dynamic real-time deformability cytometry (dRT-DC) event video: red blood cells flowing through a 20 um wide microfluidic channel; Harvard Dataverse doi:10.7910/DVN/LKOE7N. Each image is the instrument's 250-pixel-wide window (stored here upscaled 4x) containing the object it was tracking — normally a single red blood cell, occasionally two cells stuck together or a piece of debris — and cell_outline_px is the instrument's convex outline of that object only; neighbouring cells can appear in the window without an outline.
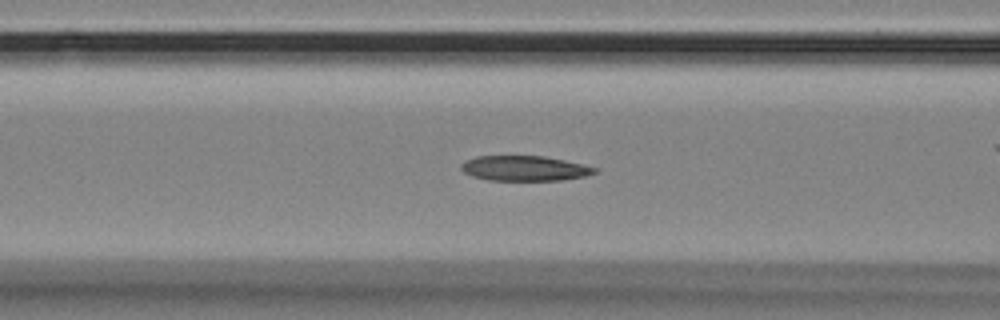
{"species": "Egyptian fruit bat (a non-hibernating species)", "species_latin": "Rousettus aegyptiacus", "temperature_condition": "room temperature", "stored_images_in_passage": 57, "camera_frame_rate_fps": 3000, "um_per_image_px": 0.085, "animal": {"sex": "female"}, "frame": {"image": 1, "passage_image": 22, "time_ms": 7.0, "image_size_px": [1000, 320], "cell_outline_px": [[596, 172], [584, 176], [560, 180], [488, 180], [472, 176], [464, 172], [460, 168], [460, 164], [464, 160], [476, 156], [544, 156], [564, 160], [596, 168]], "centroid_in_image_um": [44.51, 14.3], "position_along_channel_um": 122.1, "area_um2": 19.36}}
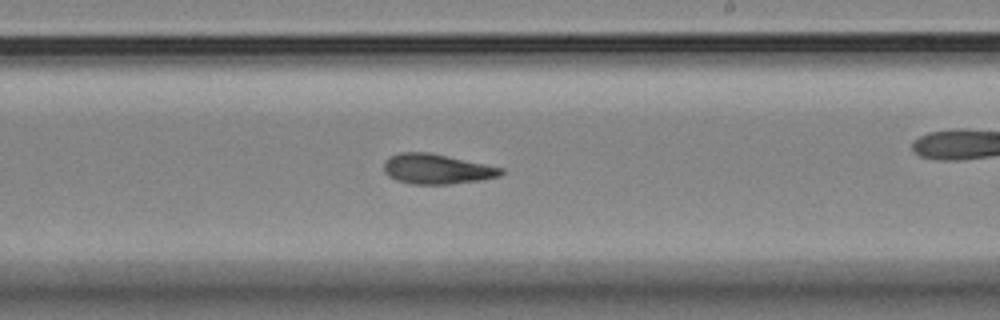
{"frame": {"image": 2, "passage_image": 33, "time_ms": 10.667, "image_size_px": [1000, 320], "cell_outline_px": [[504, 172], [500, 176], [480, 180], [448, 184], [412, 184], [396, 180], [388, 176], [384, 172], [384, 160], [388, 156], [400, 152], [428, 152], [504, 168]], "centroid_in_image_um": [37.09, 14.36], "position_along_channel_um": 251.9, "area_um2": 20.52}}
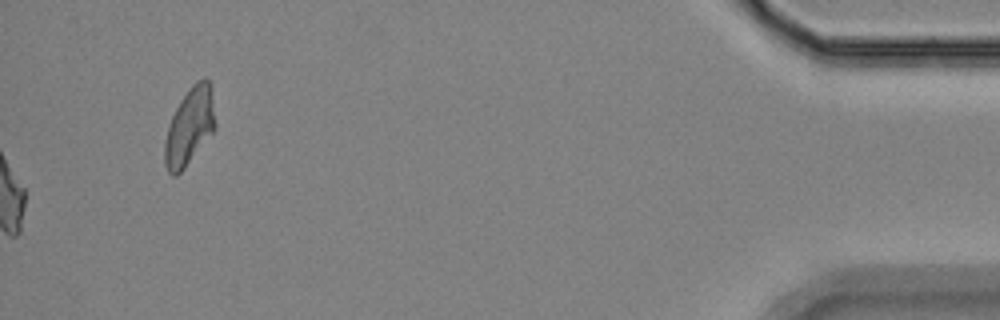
{"frame": {"image": 3, "passage_image": 57, "time_ms": 18.667, "image_size_px": [1000, 320], "cell_outline_px": [[216, 128], [184, 168], [176, 176], [172, 176], [168, 172], [164, 164], [164, 144], [168, 128], [172, 116], [180, 100], [192, 84], [196, 80], [204, 76], [212, 84], [216, 124]], "centroid_in_image_um": [16.13, 10.71], "position_along_channel_um": 419.1, "area_um2": 22.95}, "authors_computed_cell_mechanics": {"area_um2": 20.2878, "velocity_mm_per_s": 3.5393, "shape_relaxation_time_tau1_ms": 8.2915, "shape_relaxation_time_tau2_ms": 3.9805, "deformation_change_tau1": 0.2197, "deformation_change_tau2": 0.1356}}